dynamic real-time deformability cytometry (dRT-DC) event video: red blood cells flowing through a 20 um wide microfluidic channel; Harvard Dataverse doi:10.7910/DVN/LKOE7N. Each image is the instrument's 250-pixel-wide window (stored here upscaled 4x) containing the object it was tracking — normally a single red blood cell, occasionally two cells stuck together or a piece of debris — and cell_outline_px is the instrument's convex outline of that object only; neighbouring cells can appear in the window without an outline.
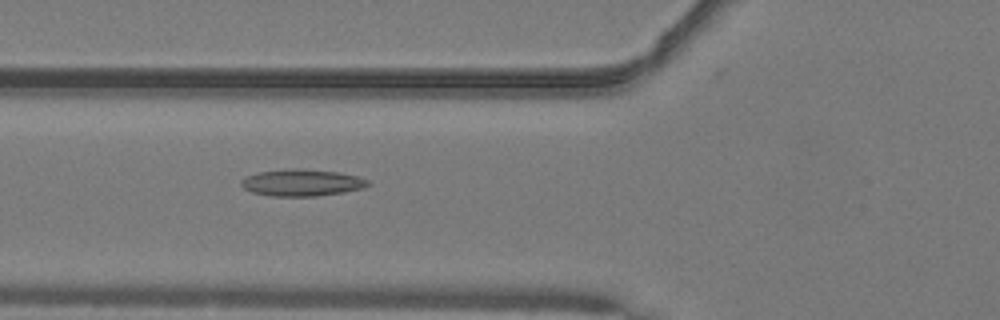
{"species": "common noctule bat (a hibernating species)", "species_latin": "Nyctalus noctula", "temperature_condition": "warm", "stored_images_in_passage": 34, "camera_frame_rate_fps": 3000, "um_per_image_px": 0.085, "animal": {"sex": "male", "body_mass_g": 19.2, "forearm_length_mm": 51.8}, "frame": {"image": 1, "passage_image": 3, "time_ms": 0.667, "image_size_px": [1000, 320], "cell_outline_px": [[372, 184], [364, 188], [344, 192], [316, 196], [272, 196], [252, 192], [244, 188], [240, 184], [240, 180], [256, 172], [292, 168], [300, 168], [340, 172], [356, 176], [368, 180]], "centroid_in_image_um": [25.67, 15.52], "position_along_channel_um": 100.1, "area_um2": 19.94}}
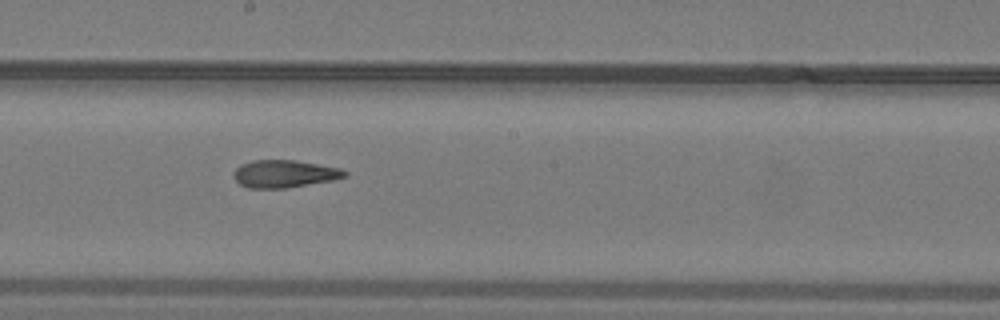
{"frame": {"image": 2, "passage_image": 12, "time_ms": 3.667, "image_size_px": [1000, 320], "cell_outline_px": [[348, 176], [332, 180], [288, 188], [248, 188], [240, 184], [232, 176], [236, 168], [240, 164], [252, 160], [296, 160], [340, 168], [348, 172]], "centroid_in_image_um": [24.17, 14.77], "position_along_channel_um": 224.0, "area_um2": 17.92}}
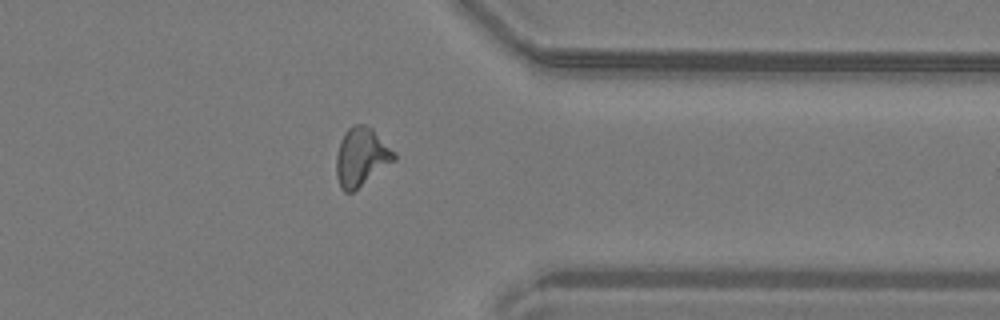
{"frame": {"image": 3, "passage_image": 24, "time_ms": 7.667, "image_size_px": [1000, 320], "cell_outline_px": [[396, 160], [352, 192], [344, 192], [340, 188], [336, 176], [336, 156], [340, 140], [344, 132], [348, 128], [356, 124], [364, 124], [372, 128], [396, 152]], "centroid_in_image_um": [30.71, 13.33], "position_along_channel_um": 380.7, "area_um2": 19.83}, "authors_computed_cell_mechanics": {"area_um2": 18.2359, "velocity_mm_per_s": 4.11, "shape_relaxation_time_tau1_ms": null, "shape_relaxation_time_tau2_ms": 2.6783, "deformation_change_tau1": null, "deformation_change_tau2": 0.1135}}